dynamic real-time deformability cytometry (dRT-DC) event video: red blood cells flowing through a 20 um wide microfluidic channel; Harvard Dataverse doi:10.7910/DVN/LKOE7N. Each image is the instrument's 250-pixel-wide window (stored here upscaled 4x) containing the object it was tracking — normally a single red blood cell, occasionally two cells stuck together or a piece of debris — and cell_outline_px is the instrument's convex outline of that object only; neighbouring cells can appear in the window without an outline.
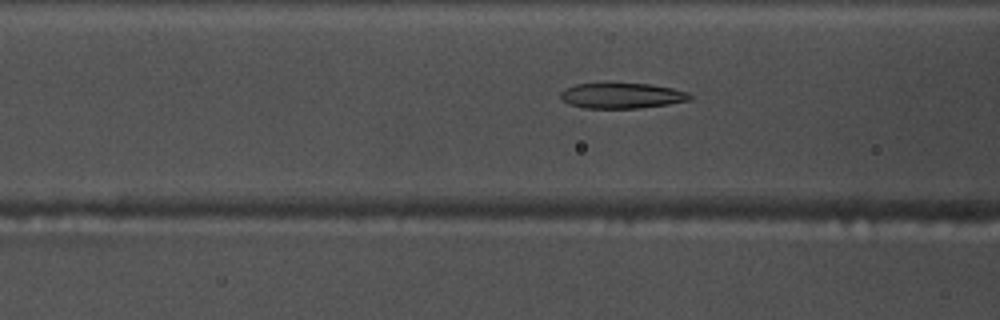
{"species": "common noctule bat (a hibernating species)", "species_latin": "Nyctalus noctula", "temperature_condition": "warm", "stored_images_in_passage": 44, "camera_frame_rate_fps": 3000, "um_per_image_px": 0.085, "animal": {"sex": "male", "body_mass_g": 17.5, "forearm_length_mm": 52.3}, "frame": {"image": 1, "passage_image": 10, "time_ms": 3.0, "image_size_px": [1000, 320], "cell_outline_px": [[692, 100], [668, 104], [640, 108], [584, 108], [568, 104], [560, 96], [560, 92], [576, 84], [648, 84], [672, 88], [688, 92], [692, 96]], "centroid_in_image_um": [52.89, 8.14], "position_along_channel_um": 113.7, "area_um2": 18.96}}
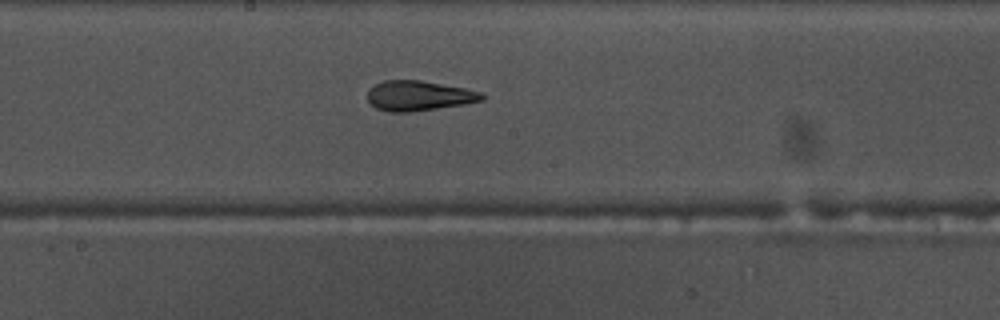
{"frame": {"image": 2, "passage_image": 18, "time_ms": 5.667, "image_size_px": [1000, 320], "cell_outline_px": [[484, 100], [464, 104], [412, 112], [388, 112], [376, 108], [368, 100], [368, 88], [372, 84], [384, 80], [420, 80], [464, 88], [480, 92], [484, 96]], "centroid_in_image_um": [35.55, 8.14], "position_along_channel_um": 212.7, "area_um2": 20.06}}
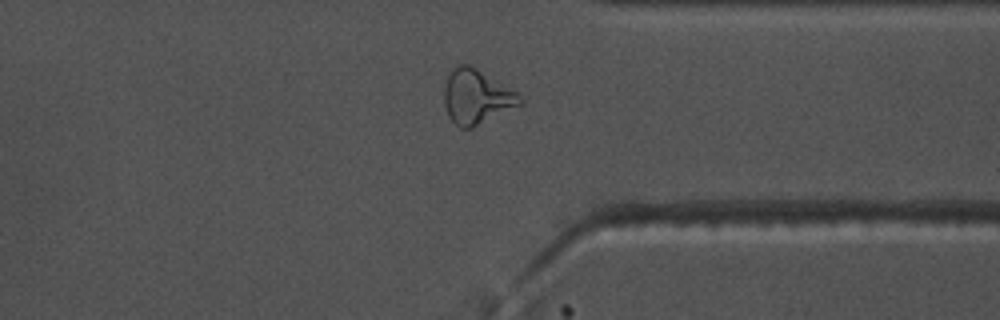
{"frame": {"image": 3, "passage_image": 31, "time_ms": 10.0, "image_size_px": [1000, 320], "cell_outline_px": [[524, 104], [472, 128], [460, 128], [448, 116], [444, 104], [444, 84], [452, 68], [456, 64], [468, 64], [476, 68], [516, 92], [524, 100]], "centroid_in_image_um": [40.5, 8.24], "position_along_channel_um": 370.9, "area_um2": 24.1}, "authors_computed_cell_mechanics": {"area_um2": 20.3745, "velocity_mm_per_s": 3.7169, "shape_relaxation_time_tau1_ms": 5.3993, "shape_relaxation_time_tau2_ms": 1.3897, "deformation_change_tau1": 0.1953, "deformation_change_tau2": 0.1016}}